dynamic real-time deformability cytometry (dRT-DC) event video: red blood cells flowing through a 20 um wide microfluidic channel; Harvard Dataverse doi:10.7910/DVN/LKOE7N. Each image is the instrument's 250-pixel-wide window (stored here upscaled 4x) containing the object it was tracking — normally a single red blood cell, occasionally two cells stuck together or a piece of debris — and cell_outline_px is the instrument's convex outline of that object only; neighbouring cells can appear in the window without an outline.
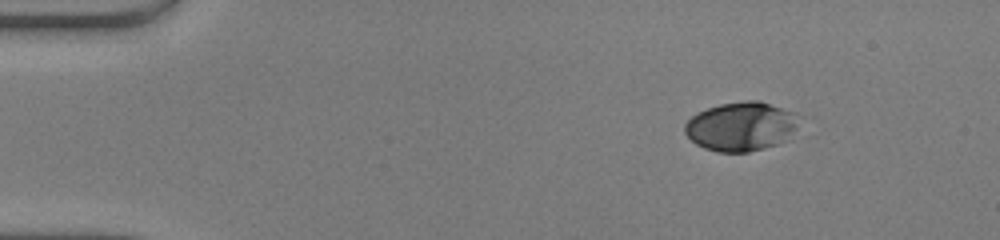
{"species": "human", "species_latin": "Homo sapiens", "temperature_condition": "warm", "stored_images_in_passage": 44, "camera_frame_rate_fps": 3000, "um_per_image_px": 0.085, "donor": {"sex": "male"}, "frame": {"image": 1, "passage_image": 1, "time_ms": 0.0, "image_size_px": [1000, 240], "cell_outline_px": [[804, 116], [796, 128], [784, 140], [776, 144], [764, 148], [748, 152], [716, 152], [704, 148], [696, 144], [684, 132], [684, 124], [692, 116], [708, 108], [720, 104], [744, 100], [760, 100], [796, 112]], "centroid_in_image_um": [63.04, 10.73], "position_along_channel_um": 22.0, "area_um2": 32.95}}
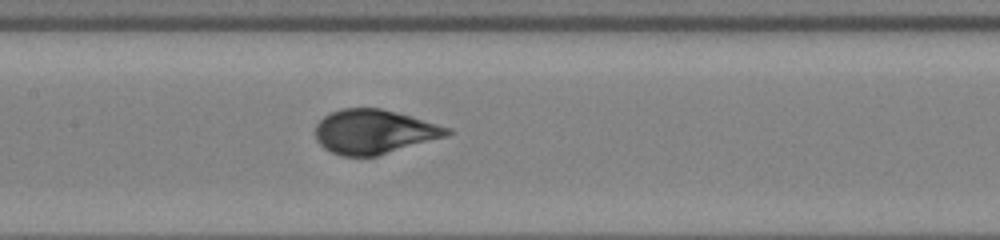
{"frame": {"image": 2, "passage_image": 19, "time_ms": 6.0, "image_size_px": [1000, 240], "cell_outline_px": [[452, 132], [448, 136], [376, 156], [344, 156], [332, 152], [324, 148], [316, 140], [316, 124], [324, 116], [340, 108], [380, 108], [396, 112], [452, 128]], "centroid_in_image_um": [31.8, 11.19], "position_along_channel_um": 175.6, "area_um2": 33.87}}
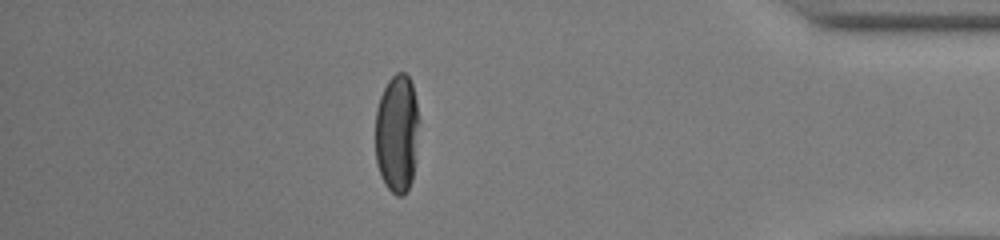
{"frame": {"image": 3, "passage_image": 38, "time_ms": 12.333, "image_size_px": [1000, 240], "cell_outline_px": [[420, 120], [416, 160], [412, 180], [404, 196], [396, 196], [384, 184], [380, 176], [376, 160], [376, 108], [380, 96], [388, 80], [396, 72], [404, 72], [408, 76], [412, 84], [416, 100]], "centroid_in_image_um": [33.77, 11.36], "position_along_channel_um": 401.4, "area_um2": 30.81}, "authors_computed_cell_mechanics": {"area_um2": 33.524, "velocity_mm_per_s": 4.1604, "shape_relaxation_time_tau1_ms": 3.989, "shape_relaxation_time_tau2_ms": null, "deformation_change_tau1": 0.2213, "deformation_change_tau2": null}}